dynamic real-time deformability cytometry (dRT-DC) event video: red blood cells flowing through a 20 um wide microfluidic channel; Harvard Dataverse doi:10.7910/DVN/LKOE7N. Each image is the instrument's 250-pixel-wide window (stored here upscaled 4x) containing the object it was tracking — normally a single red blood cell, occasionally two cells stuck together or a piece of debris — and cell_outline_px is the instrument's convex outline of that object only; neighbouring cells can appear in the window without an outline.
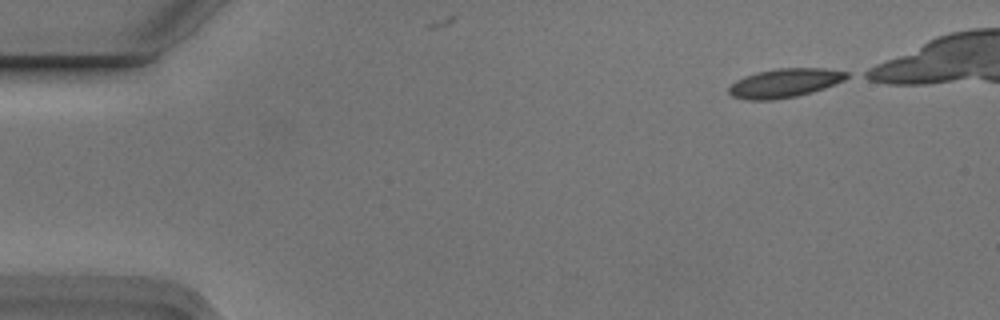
{"species": "Egyptian fruit bat (a non-hibernating species)", "species_latin": "Rousettus aegyptiacus", "temperature_condition": "cold", "stored_images_in_passage": 3, "camera_frame_rate_fps": 3000, "um_per_image_px": 0.085, "animal": {"sex": "male"}, "frame": {"image": 1, "passage_image": 1, "time_ms": 0.0, "image_size_px": [1000, 320], "cell_outline_px": [[852, 76], [844, 80], [824, 88], [812, 92], [796, 96], [772, 100], [748, 100], [732, 96], [728, 92], [728, 88], [736, 80], [744, 76], [760, 72], [780, 68], [824, 68], [848, 72]], "centroid_in_image_um": [66.72, 7.06], "position_along_channel_um": 18.3, "area_um2": 19.77}}